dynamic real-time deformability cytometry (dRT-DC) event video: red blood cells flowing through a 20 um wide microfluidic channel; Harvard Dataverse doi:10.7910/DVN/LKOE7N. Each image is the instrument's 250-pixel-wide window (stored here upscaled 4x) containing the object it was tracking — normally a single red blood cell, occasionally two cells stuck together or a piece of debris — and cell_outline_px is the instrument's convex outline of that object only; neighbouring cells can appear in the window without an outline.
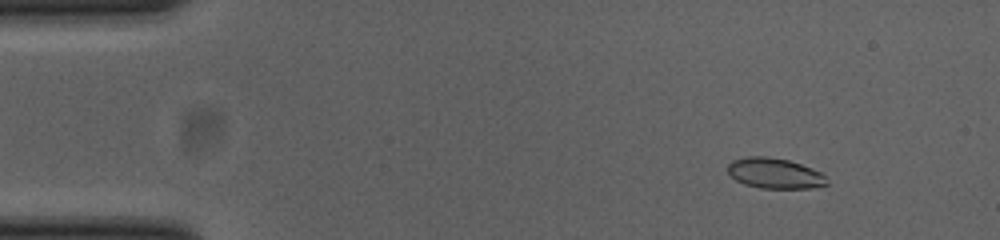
{"species": "common noctule bat (a hibernating species)", "species_latin": "Nyctalus noctula", "temperature_condition": "cold", "stored_images_in_passage": 48, "camera_frame_rate_fps": 3000, "um_per_image_px": 0.085, "animal": {"sex": "female", "body_mass_g": 23.0, "forearm_length_mm": 53.4}, "frame": {"image": 1, "passage_image": 6, "time_ms": 1.667, "image_size_px": [1000, 240], "cell_outline_px": [[828, 184], [812, 188], [760, 188], [744, 184], [736, 180], [728, 172], [728, 164], [732, 160], [748, 156], [764, 156], [788, 160], [812, 168], [820, 172], [824, 176]], "centroid_in_image_um": [65.83, 14.73], "position_along_channel_um": 19.2, "area_um2": 17.46}}
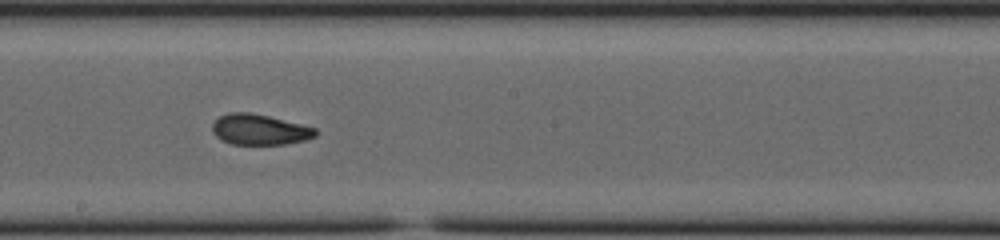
{"frame": {"image": 2, "passage_image": 29, "time_ms": 9.333, "image_size_px": [1000, 240], "cell_outline_px": [[316, 136], [304, 140], [284, 144], [232, 144], [220, 140], [212, 132], [212, 124], [220, 116], [228, 112], [252, 112], [316, 128]], "centroid_in_image_um": [22.02, 11.01], "position_along_channel_um": 226.2, "area_um2": 18.32}}
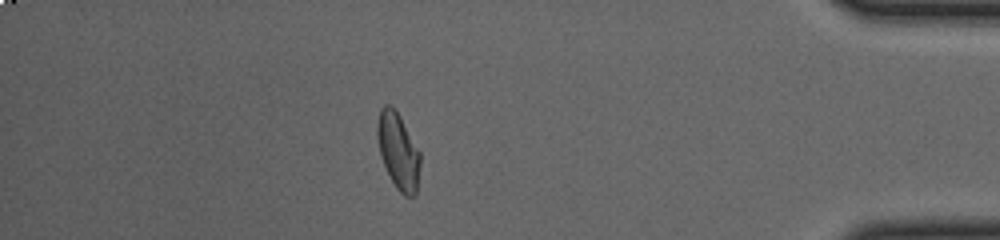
{"frame": {"image": 3, "passage_image": 46, "time_ms": 15.0, "image_size_px": [1000, 240], "cell_outline_px": [[420, 164], [416, 196], [404, 196], [396, 188], [380, 156], [376, 136], [376, 128], [380, 108], [384, 104], [392, 104], [396, 108], [420, 152]], "centroid_in_image_um": [33.84, 12.79], "position_along_channel_um": 401.4, "area_um2": 19.31}}